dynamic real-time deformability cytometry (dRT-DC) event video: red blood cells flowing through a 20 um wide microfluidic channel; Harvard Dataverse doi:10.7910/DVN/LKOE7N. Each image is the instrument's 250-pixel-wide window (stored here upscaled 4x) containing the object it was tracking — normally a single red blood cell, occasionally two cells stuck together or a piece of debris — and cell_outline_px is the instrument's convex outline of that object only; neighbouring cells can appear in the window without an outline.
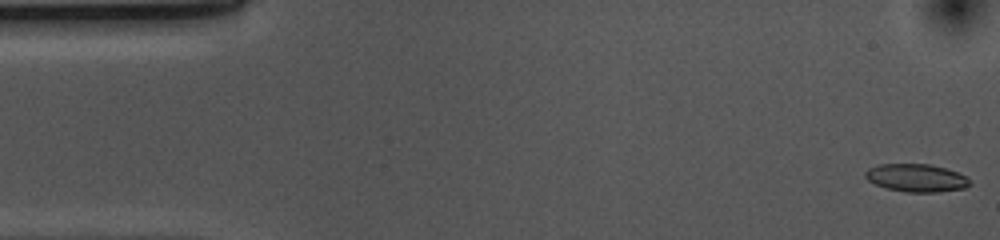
{"species": "common noctule bat (a hibernating species)", "species_latin": "Nyctalus noctula", "temperature_condition": "cold", "stored_images_in_passage": 53, "camera_frame_rate_fps": 3000, "um_per_image_px": 0.085, "animal": {"sex": "female", "body_mass_g": 10.0, "forearm_length_mm": 53.1}, "frame": {"image": 1, "passage_image": 1, "time_ms": 0.0, "image_size_px": [1000, 240], "cell_outline_px": [[972, 184], [964, 188], [936, 192], [904, 192], [888, 188], [876, 184], [868, 180], [864, 176], [864, 172], [868, 168], [880, 164], [928, 164], [944, 168], [956, 172], [964, 176]], "centroid_in_image_um": [77.85, 15.12], "position_along_channel_um": 7.1, "area_um2": 16.76}}
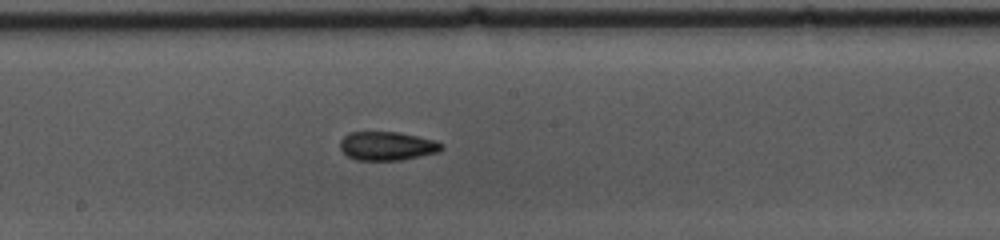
{"frame": {"image": 2, "passage_image": 27, "time_ms": 8.667, "image_size_px": [1000, 240], "cell_outline_px": [[444, 148], [440, 152], [400, 160], [356, 160], [348, 156], [340, 148], [340, 140], [348, 132], [400, 132], [436, 140], [444, 144]], "centroid_in_image_um": [32.94, 12.4], "position_along_channel_um": 215.3, "area_um2": 17.17}}
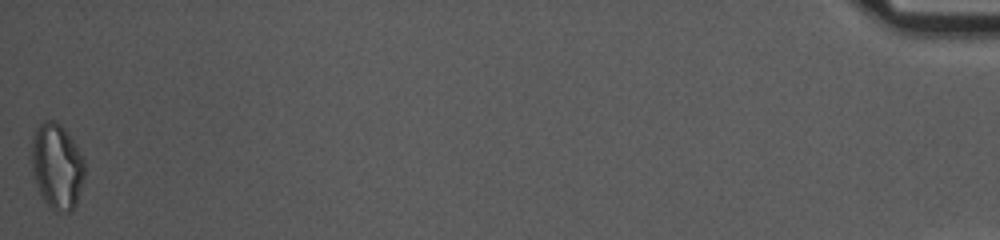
{"frame": {"image": 3, "passage_image": 53, "time_ms": 17.333, "image_size_px": [1000, 240], "cell_outline_px": [[84, 176], [76, 204], [72, 212], [56, 212], [44, 200], [40, 192], [32, 172], [32, 136], [36, 128], [44, 120], [56, 120], [64, 128], [80, 152], [84, 160]], "centroid_in_image_um": [4.84, 14.12], "position_along_channel_um": 430.4, "area_um2": 26.3}, "authors_computed_cell_mechanics": {"area_um2": 17.2822, "velocity_mm_per_s": 3.688, "shape_relaxation_time_tau1_ms": 5.9238, "shape_relaxation_time_tau2_ms": 2.332, "deformation_change_tau1": 0.1362, "deformation_change_tau2": 0.093}}